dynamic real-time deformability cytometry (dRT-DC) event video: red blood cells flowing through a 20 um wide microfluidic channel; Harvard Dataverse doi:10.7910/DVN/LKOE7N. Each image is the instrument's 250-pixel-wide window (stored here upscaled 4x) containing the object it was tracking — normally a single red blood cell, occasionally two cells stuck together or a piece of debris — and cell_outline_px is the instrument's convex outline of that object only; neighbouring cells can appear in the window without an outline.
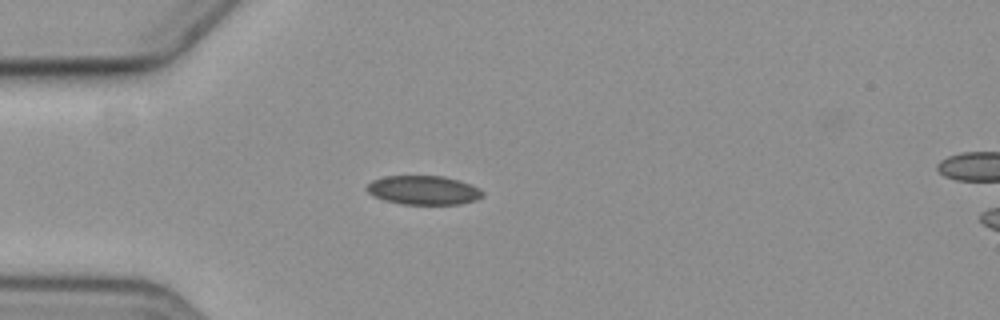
{"species": "common noctule bat (a hibernating species)", "species_latin": "Nyctalus noctula", "temperature_condition": "cold", "stored_images_in_passage": 2, "segment_of_instrument_passage": [1, 2], "camera_frame_rate_fps": 3000, "um_per_image_px": 0.085, "animal": {"sex": "female", "body_mass_g": 19.3, "forearm_length_mm": 54.1}, "frame": {"image": 1, "passage_image": 1, "time_ms": 0.0, "image_size_px": [1000, 320], "cell_outline_px": [[484, 196], [476, 200], [460, 204], [400, 204], [384, 200], [372, 196], [364, 188], [372, 180], [384, 176], [444, 176], [460, 180], [484, 192]], "centroid_in_image_um": [35.96, 16.17], "position_along_channel_um": 49.0, "area_um2": 19.65}}